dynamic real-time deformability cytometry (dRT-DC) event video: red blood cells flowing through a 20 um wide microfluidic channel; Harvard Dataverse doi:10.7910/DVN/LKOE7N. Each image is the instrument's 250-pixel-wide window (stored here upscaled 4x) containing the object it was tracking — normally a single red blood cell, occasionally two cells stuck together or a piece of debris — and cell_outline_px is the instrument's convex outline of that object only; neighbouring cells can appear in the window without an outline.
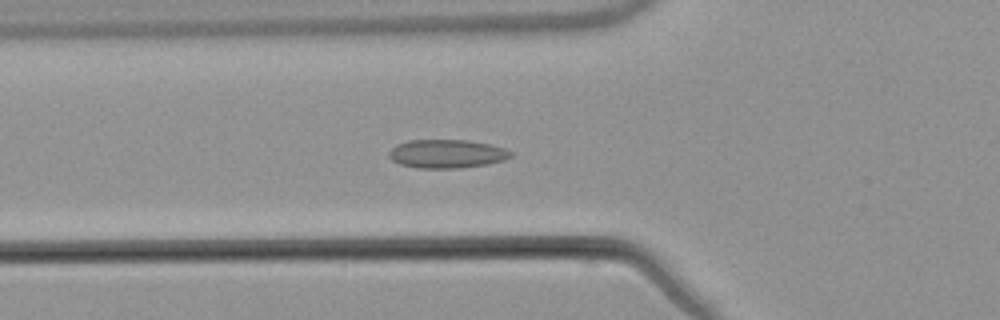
{"species": "common noctule bat (a hibernating species)", "species_latin": "Nyctalus noctula", "temperature_condition": "warm", "stored_images_in_passage": 29, "camera_frame_rate_fps": 3000, "um_per_image_px": 0.085, "animal": {"sex": "male", "body_mass_g": 21.5, "forearm_length_mm": 52.0}, "frame": {"image": 1, "passage_image": 21, "time_ms": 6.667, "image_size_px": [1000, 320], "cell_outline_px": [[512, 156], [504, 160], [488, 164], [460, 168], [416, 168], [400, 164], [392, 160], [388, 156], [388, 152], [396, 144], [408, 140], [468, 140], [488, 144], [504, 148], [512, 152]], "centroid_in_image_um": [37.95, 13.07], "position_along_channel_um": 87.8, "area_um2": 20.35}}
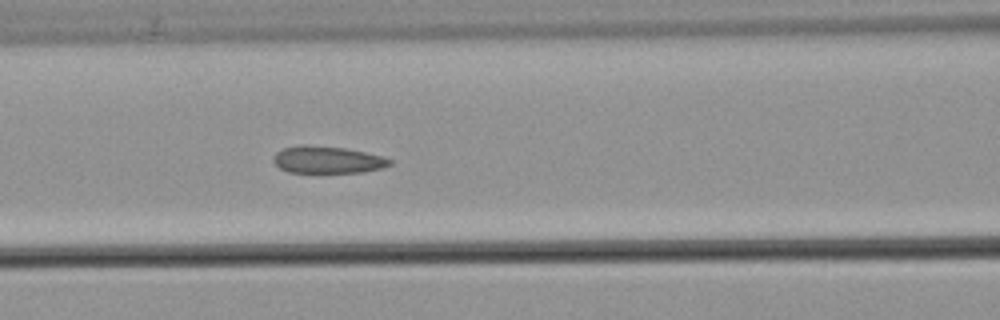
{"frame": {"image": 2, "passage_image": 25, "time_ms": 8.0, "image_size_px": [1000, 320], "cell_outline_px": [[392, 164], [384, 168], [364, 172], [288, 172], [280, 168], [272, 160], [276, 152], [284, 148], [300, 144], [308, 144], [344, 148], [384, 156], [392, 160]], "centroid_in_image_um": [27.85, 13.57], "position_along_channel_um": 138.7, "area_um2": 18.5}}